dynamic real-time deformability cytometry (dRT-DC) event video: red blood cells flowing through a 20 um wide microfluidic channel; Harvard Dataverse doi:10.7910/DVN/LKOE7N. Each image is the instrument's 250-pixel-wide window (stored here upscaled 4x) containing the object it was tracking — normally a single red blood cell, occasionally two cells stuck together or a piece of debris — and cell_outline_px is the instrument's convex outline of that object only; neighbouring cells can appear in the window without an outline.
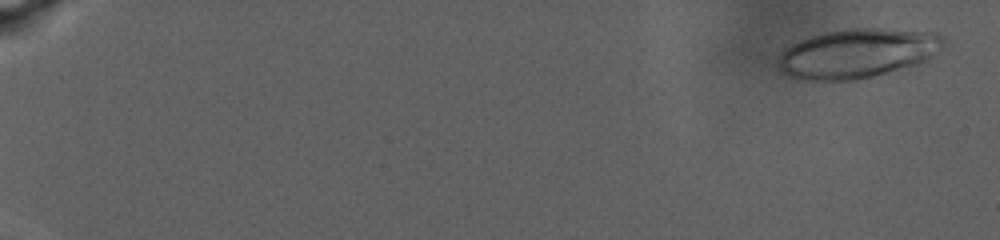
{"species": "human", "species_latin": "Homo sapiens", "temperature_condition": "warm", "stored_images_in_passage": 89, "camera_frame_rate_fps": 3000, "um_per_image_px": 0.085, "donor": {"sex": "male"}, "frame": {"image": 1, "passage_image": 4, "time_ms": 1.0, "image_size_px": [1000, 240], "cell_outline_px": [[948, 40], [940, 48], [924, 60], [916, 64], [872, 76], [856, 80], [800, 80], [788, 76], [780, 68], [780, 56], [792, 44], [800, 40], [824, 32], [848, 28], [884, 28], [936, 32], [944, 36]], "centroid_in_image_um": [72.91, 4.51], "position_along_channel_um": 12.1, "area_um2": 47.11}}
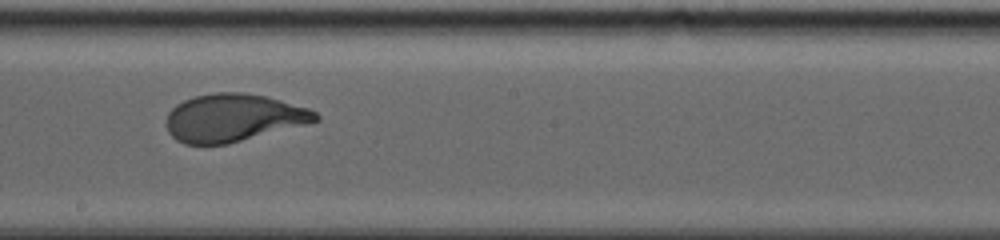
{"frame": {"image": 2, "passage_image": 56, "time_ms": 18.333, "image_size_px": [1000, 240], "cell_outline_px": [[320, 120], [228, 144], [184, 144], [176, 140], [168, 132], [164, 124], [168, 112], [176, 104], [184, 100], [196, 96], [216, 92], [244, 92], [264, 96], [280, 100], [308, 108], [316, 112], [320, 116]], "centroid_in_image_um": [19.79, 10.01], "position_along_channel_um": 228.4, "area_um2": 41.44}}
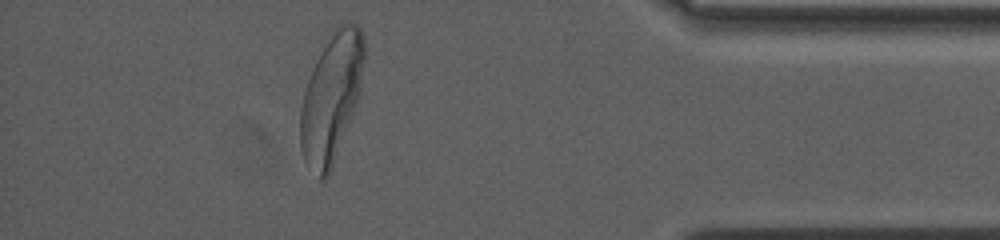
{"frame": {"image": 3, "passage_image": 81, "time_ms": 26.667, "image_size_px": [1000, 240], "cell_outline_px": [[364, 60], [360, 92], [356, 104], [332, 168], [328, 176], [324, 180], [320, 180], [304, 164], [300, 148], [300, 108], [304, 92], [312, 68], [316, 60], [340, 24], [356, 24], [360, 28], [364, 36]], "centroid_in_image_um": [28.15, 8.39], "position_along_channel_um": 407.1, "area_um2": 47.22}, "authors_computed_cell_mechanics": {"area_um2": 44.3326, "velocity_mm_per_s": 2.4959, "shape_relaxation_time_tau1_ms": 5.2194, "shape_relaxation_time_tau2_ms": null, "deformation_change_tau1": 0.2329, "deformation_change_tau2": null}}